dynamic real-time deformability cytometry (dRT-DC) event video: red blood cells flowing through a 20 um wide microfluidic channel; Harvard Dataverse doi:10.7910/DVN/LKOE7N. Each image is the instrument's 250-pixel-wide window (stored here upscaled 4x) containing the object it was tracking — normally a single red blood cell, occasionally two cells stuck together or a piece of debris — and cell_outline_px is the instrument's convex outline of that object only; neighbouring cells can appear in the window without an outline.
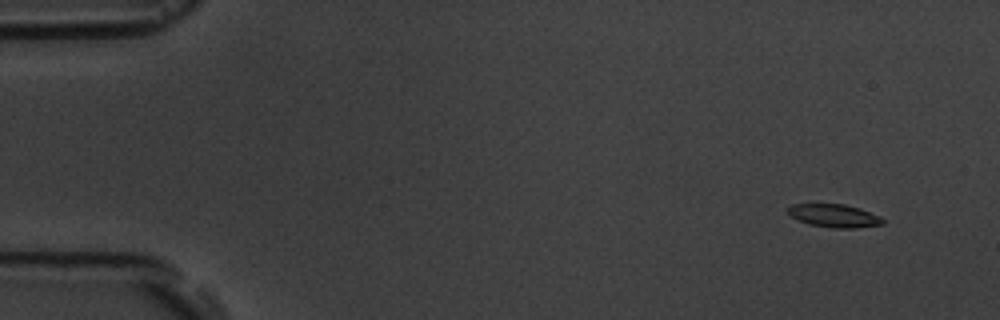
{"species": "common noctule bat (a hibernating species)", "species_latin": "Nyctalus noctula", "temperature_condition": "room temperature", "stored_images_in_passage": 8, "camera_frame_rate_fps": 3000, "um_per_image_px": 0.085, "animal": {"sex": "male", "body_mass_g": 19.5, "forearm_length_mm": 54.6}, "frame": {"image": 1, "passage_image": 2, "time_ms": 1.0, "image_size_px": [1000, 320], "cell_outline_px": [[884, 224], [852, 228], [832, 228], [808, 224], [796, 220], [788, 212], [788, 204], [844, 204], [860, 208], [880, 216], [884, 220]], "centroid_in_image_um": [70.89, 18.33], "position_along_channel_um": 14.1, "area_um2": 12.83}}
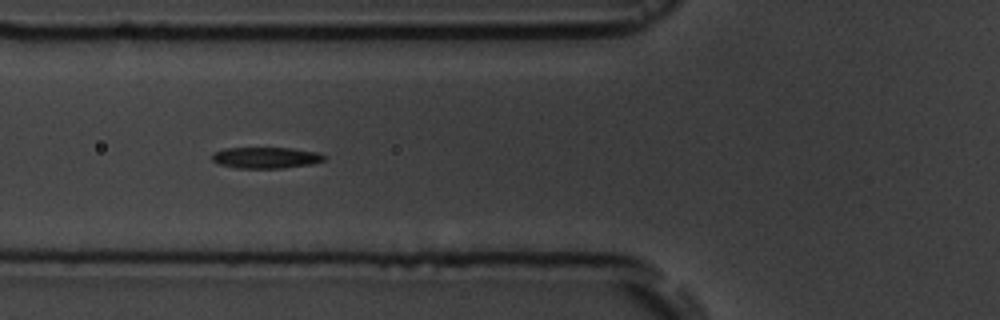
{"frame": {"image": 2, "passage_image": 7, "time_ms": 6.667, "image_size_px": [1000, 320], "cell_outline_px": [[324, 160], [312, 164], [284, 168], [236, 168], [220, 164], [212, 160], [212, 152], [224, 148], [292, 148], [316, 152], [324, 156]], "centroid_in_image_um": [22.56, 13.4], "position_along_channel_um": 103.2, "area_um2": 13.81}}
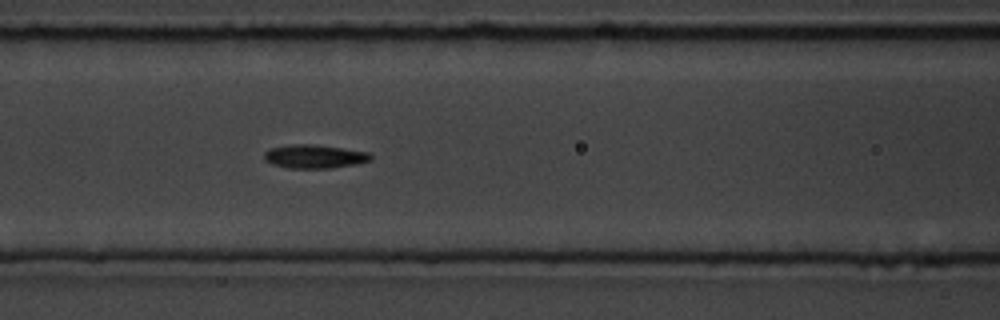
{"frame": {"image": 3, "passage_image": 8, "time_ms": 7.667, "image_size_px": [1000, 320], "cell_outline_px": [[372, 160], [356, 164], [332, 168], [288, 168], [272, 164], [264, 160], [264, 152], [268, 148], [292, 144], [316, 144], [368, 152], [372, 156]], "centroid_in_image_um": [26.71, 13.29], "position_along_channel_um": 139.9, "area_um2": 14.8}}